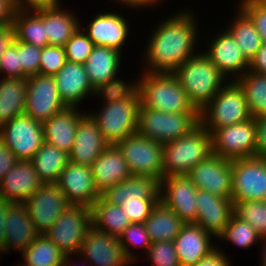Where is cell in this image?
<instances>
[{
	"instance_id": "obj_1",
	"label": "cell",
	"mask_w": 266,
	"mask_h": 266,
	"mask_svg": "<svg viewBox=\"0 0 266 266\" xmlns=\"http://www.w3.org/2000/svg\"><path fill=\"white\" fill-rule=\"evenodd\" d=\"M193 14L190 9L181 10L158 24L145 45L144 60L147 67L143 72L173 73L188 58L198 53L196 46L200 37Z\"/></svg>"
},
{
	"instance_id": "obj_2",
	"label": "cell",
	"mask_w": 266,
	"mask_h": 266,
	"mask_svg": "<svg viewBox=\"0 0 266 266\" xmlns=\"http://www.w3.org/2000/svg\"><path fill=\"white\" fill-rule=\"evenodd\" d=\"M173 74L187 93L190 103L199 112L230 81L200 50L180 65Z\"/></svg>"
},
{
	"instance_id": "obj_3",
	"label": "cell",
	"mask_w": 266,
	"mask_h": 266,
	"mask_svg": "<svg viewBox=\"0 0 266 266\" xmlns=\"http://www.w3.org/2000/svg\"><path fill=\"white\" fill-rule=\"evenodd\" d=\"M143 74V75H142ZM141 106L166 113L199 112L173 73L144 72L138 79Z\"/></svg>"
},
{
	"instance_id": "obj_4",
	"label": "cell",
	"mask_w": 266,
	"mask_h": 266,
	"mask_svg": "<svg viewBox=\"0 0 266 266\" xmlns=\"http://www.w3.org/2000/svg\"><path fill=\"white\" fill-rule=\"evenodd\" d=\"M212 153L211 133L200 123L190 133L163 144V175H187Z\"/></svg>"
},
{
	"instance_id": "obj_5",
	"label": "cell",
	"mask_w": 266,
	"mask_h": 266,
	"mask_svg": "<svg viewBox=\"0 0 266 266\" xmlns=\"http://www.w3.org/2000/svg\"><path fill=\"white\" fill-rule=\"evenodd\" d=\"M99 112L89 115L96 122L101 135L109 145H116L123 139L137 133L139 126V93L132 98L110 103H101Z\"/></svg>"
},
{
	"instance_id": "obj_6",
	"label": "cell",
	"mask_w": 266,
	"mask_h": 266,
	"mask_svg": "<svg viewBox=\"0 0 266 266\" xmlns=\"http://www.w3.org/2000/svg\"><path fill=\"white\" fill-rule=\"evenodd\" d=\"M200 111V123L212 133L216 128L250 120L247 101L241 87L232 79Z\"/></svg>"
},
{
	"instance_id": "obj_7",
	"label": "cell",
	"mask_w": 266,
	"mask_h": 266,
	"mask_svg": "<svg viewBox=\"0 0 266 266\" xmlns=\"http://www.w3.org/2000/svg\"><path fill=\"white\" fill-rule=\"evenodd\" d=\"M199 124L200 112L166 113L141 106L137 132L164 144L190 133Z\"/></svg>"
},
{
	"instance_id": "obj_8",
	"label": "cell",
	"mask_w": 266,
	"mask_h": 266,
	"mask_svg": "<svg viewBox=\"0 0 266 266\" xmlns=\"http://www.w3.org/2000/svg\"><path fill=\"white\" fill-rule=\"evenodd\" d=\"M92 227L91 208L70 204L44 233L66 256L79 254L84 238Z\"/></svg>"
},
{
	"instance_id": "obj_9",
	"label": "cell",
	"mask_w": 266,
	"mask_h": 266,
	"mask_svg": "<svg viewBox=\"0 0 266 266\" xmlns=\"http://www.w3.org/2000/svg\"><path fill=\"white\" fill-rule=\"evenodd\" d=\"M132 176H145L160 182L163 178V144L138 132L118 142Z\"/></svg>"
},
{
	"instance_id": "obj_10",
	"label": "cell",
	"mask_w": 266,
	"mask_h": 266,
	"mask_svg": "<svg viewBox=\"0 0 266 266\" xmlns=\"http://www.w3.org/2000/svg\"><path fill=\"white\" fill-rule=\"evenodd\" d=\"M0 139L18 160H31L44 143L43 124L22 114L0 127Z\"/></svg>"
},
{
	"instance_id": "obj_11",
	"label": "cell",
	"mask_w": 266,
	"mask_h": 266,
	"mask_svg": "<svg viewBox=\"0 0 266 266\" xmlns=\"http://www.w3.org/2000/svg\"><path fill=\"white\" fill-rule=\"evenodd\" d=\"M213 154L230 160L255 157L256 123L251 118L239 124L216 128L212 133Z\"/></svg>"
},
{
	"instance_id": "obj_12",
	"label": "cell",
	"mask_w": 266,
	"mask_h": 266,
	"mask_svg": "<svg viewBox=\"0 0 266 266\" xmlns=\"http://www.w3.org/2000/svg\"><path fill=\"white\" fill-rule=\"evenodd\" d=\"M266 192V158L232 160V201H262Z\"/></svg>"
},
{
	"instance_id": "obj_13",
	"label": "cell",
	"mask_w": 266,
	"mask_h": 266,
	"mask_svg": "<svg viewBox=\"0 0 266 266\" xmlns=\"http://www.w3.org/2000/svg\"><path fill=\"white\" fill-rule=\"evenodd\" d=\"M66 107L58 95L53 76L36 74L27 77L25 115L43 123Z\"/></svg>"
},
{
	"instance_id": "obj_14",
	"label": "cell",
	"mask_w": 266,
	"mask_h": 266,
	"mask_svg": "<svg viewBox=\"0 0 266 266\" xmlns=\"http://www.w3.org/2000/svg\"><path fill=\"white\" fill-rule=\"evenodd\" d=\"M24 204L40 234L46 233L70 205L63 191L55 183L43 184Z\"/></svg>"
},
{
	"instance_id": "obj_15",
	"label": "cell",
	"mask_w": 266,
	"mask_h": 266,
	"mask_svg": "<svg viewBox=\"0 0 266 266\" xmlns=\"http://www.w3.org/2000/svg\"><path fill=\"white\" fill-rule=\"evenodd\" d=\"M194 185L211 194L232 198V160L211 154L187 174Z\"/></svg>"
},
{
	"instance_id": "obj_16",
	"label": "cell",
	"mask_w": 266,
	"mask_h": 266,
	"mask_svg": "<svg viewBox=\"0 0 266 266\" xmlns=\"http://www.w3.org/2000/svg\"><path fill=\"white\" fill-rule=\"evenodd\" d=\"M197 187L187 175L167 176L159 182L160 201L185 224L196 223Z\"/></svg>"
},
{
	"instance_id": "obj_17",
	"label": "cell",
	"mask_w": 266,
	"mask_h": 266,
	"mask_svg": "<svg viewBox=\"0 0 266 266\" xmlns=\"http://www.w3.org/2000/svg\"><path fill=\"white\" fill-rule=\"evenodd\" d=\"M78 256L90 266H130L132 262L125 255L120 239L95 229L88 230ZM92 264V265H91Z\"/></svg>"
},
{
	"instance_id": "obj_18",
	"label": "cell",
	"mask_w": 266,
	"mask_h": 266,
	"mask_svg": "<svg viewBox=\"0 0 266 266\" xmlns=\"http://www.w3.org/2000/svg\"><path fill=\"white\" fill-rule=\"evenodd\" d=\"M74 205L91 207L101 196L97 190L91 167L68 162L55 183Z\"/></svg>"
},
{
	"instance_id": "obj_19",
	"label": "cell",
	"mask_w": 266,
	"mask_h": 266,
	"mask_svg": "<svg viewBox=\"0 0 266 266\" xmlns=\"http://www.w3.org/2000/svg\"><path fill=\"white\" fill-rule=\"evenodd\" d=\"M219 33L212 40L210 39V44L207 46L208 49L202 51L226 79L228 78L229 80L234 77L233 81L234 79L236 81L249 70V62L243 56L238 44L227 30L220 31Z\"/></svg>"
},
{
	"instance_id": "obj_20",
	"label": "cell",
	"mask_w": 266,
	"mask_h": 266,
	"mask_svg": "<svg viewBox=\"0 0 266 266\" xmlns=\"http://www.w3.org/2000/svg\"><path fill=\"white\" fill-rule=\"evenodd\" d=\"M130 28L124 15L107 11L95 15L82 30L95 46L110 47L121 52L125 41H128Z\"/></svg>"
},
{
	"instance_id": "obj_21",
	"label": "cell",
	"mask_w": 266,
	"mask_h": 266,
	"mask_svg": "<svg viewBox=\"0 0 266 266\" xmlns=\"http://www.w3.org/2000/svg\"><path fill=\"white\" fill-rule=\"evenodd\" d=\"M196 223L214 238H217L225 229L233 215L232 199L220 197L207 191L197 189Z\"/></svg>"
},
{
	"instance_id": "obj_22",
	"label": "cell",
	"mask_w": 266,
	"mask_h": 266,
	"mask_svg": "<svg viewBox=\"0 0 266 266\" xmlns=\"http://www.w3.org/2000/svg\"><path fill=\"white\" fill-rule=\"evenodd\" d=\"M43 184L31 160H18L0 181V198L24 203Z\"/></svg>"
},
{
	"instance_id": "obj_23",
	"label": "cell",
	"mask_w": 266,
	"mask_h": 266,
	"mask_svg": "<svg viewBox=\"0 0 266 266\" xmlns=\"http://www.w3.org/2000/svg\"><path fill=\"white\" fill-rule=\"evenodd\" d=\"M53 78L58 95L67 107H78V103L95 94L84 64L66 61Z\"/></svg>"
},
{
	"instance_id": "obj_24",
	"label": "cell",
	"mask_w": 266,
	"mask_h": 266,
	"mask_svg": "<svg viewBox=\"0 0 266 266\" xmlns=\"http://www.w3.org/2000/svg\"><path fill=\"white\" fill-rule=\"evenodd\" d=\"M108 145L96 122L86 113L78 121L74 144L68 153L69 161L91 167Z\"/></svg>"
},
{
	"instance_id": "obj_25",
	"label": "cell",
	"mask_w": 266,
	"mask_h": 266,
	"mask_svg": "<svg viewBox=\"0 0 266 266\" xmlns=\"http://www.w3.org/2000/svg\"><path fill=\"white\" fill-rule=\"evenodd\" d=\"M39 235L25 204L10 203L6 212L3 253L12 248L24 251Z\"/></svg>"
},
{
	"instance_id": "obj_26",
	"label": "cell",
	"mask_w": 266,
	"mask_h": 266,
	"mask_svg": "<svg viewBox=\"0 0 266 266\" xmlns=\"http://www.w3.org/2000/svg\"><path fill=\"white\" fill-rule=\"evenodd\" d=\"M212 235L194 223L184 224L174 239L180 266H194L212 252L216 246Z\"/></svg>"
},
{
	"instance_id": "obj_27",
	"label": "cell",
	"mask_w": 266,
	"mask_h": 266,
	"mask_svg": "<svg viewBox=\"0 0 266 266\" xmlns=\"http://www.w3.org/2000/svg\"><path fill=\"white\" fill-rule=\"evenodd\" d=\"M97 190L102 193L108 187L127 180L131 173L117 145H108L91 165Z\"/></svg>"
},
{
	"instance_id": "obj_28",
	"label": "cell",
	"mask_w": 266,
	"mask_h": 266,
	"mask_svg": "<svg viewBox=\"0 0 266 266\" xmlns=\"http://www.w3.org/2000/svg\"><path fill=\"white\" fill-rule=\"evenodd\" d=\"M79 107H66L44 121V142L69 153L75 140L78 121L86 114Z\"/></svg>"
},
{
	"instance_id": "obj_29",
	"label": "cell",
	"mask_w": 266,
	"mask_h": 266,
	"mask_svg": "<svg viewBox=\"0 0 266 266\" xmlns=\"http://www.w3.org/2000/svg\"><path fill=\"white\" fill-rule=\"evenodd\" d=\"M101 197L113 205H119L123 200L160 199L159 182L154 178L131 175L127 180L108 187Z\"/></svg>"
},
{
	"instance_id": "obj_30",
	"label": "cell",
	"mask_w": 266,
	"mask_h": 266,
	"mask_svg": "<svg viewBox=\"0 0 266 266\" xmlns=\"http://www.w3.org/2000/svg\"><path fill=\"white\" fill-rule=\"evenodd\" d=\"M121 53L110 47L94 46L84 63L85 70L94 88L118 75L117 73L121 67Z\"/></svg>"
},
{
	"instance_id": "obj_31",
	"label": "cell",
	"mask_w": 266,
	"mask_h": 266,
	"mask_svg": "<svg viewBox=\"0 0 266 266\" xmlns=\"http://www.w3.org/2000/svg\"><path fill=\"white\" fill-rule=\"evenodd\" d=\"M14 38L17 41L43 48L49 45L45 36V8L17 9L13 18Z\"/></svg>"
},
{
	"instance_id": "obj_32",
	"label": "cell",
	"mask_w": 266,
	"mask_h": 266,
	"mask_svg": "<svg viewBox=\"0 0 266 266\" xmlns=\"http://www.w3.org/2000/svg\"><path fill=\"white\" fill-rule=\"evenodd\" d=\"M27 78L0 79V127L24 114Z\"/></svg>"
},
{
	"instance_id": "obj_33",
	"label": "cell",
	"mask_w": 266,
	"mask_h": 266,
	"mask_svg": "<svg viewBox=\"0 0 266 266\" xmlns=\"http://www.w3.org/2000/svg\"><path fill=\"white\" fill-rule=\"evenodd\" d=\"M143 224L151 243H156L174 241L185 223L174 211L159 201Z\"/></svg>"
},
{
	"instance_id": "obj_34",
	"label": "cell",
	"mask_w": 266,
	"mask_h": 266,
	"mask_svg": "<svg viewBox=\"0 0 266 266\" xmlns=\"http://www.w3.org/2000/svg\"><path fill=\"white\" fill-rule=\"evenodd\" d=\"M92 226L114 237H120L124 230L131 224L120 205H113L101 196L90 207Z\"/></svg>"
},
{
	"instance_id": "obj_35",
	"label": "cell",
	"mask_w": 266,
	"mask_h": 266,
	"mask_svg": "<svg viewBox=\"0 0 266 266\" xmlns=\"http://www.w3.org/2000/svg\"><path fill=\"white\" fill-rule=\"evenodd\" d=\"M61 8H45V36L49 45L64 46L80 27L75 13Z\"/></svg>"
},
{
	"instance_id": "obj_36",
	"label": "cell",
	"mask_w": 266,
	"mask_h": 266,
	"mask_svg": "<svg viewBox=\"0 0 266 266\" xmlns=\"http://www.w3.org/2000/svg\"><path fill=\"white\" fill-rule=\"evenodd\" d=\"M31 161L37 175L44 184L56 183L59 175L69 162V154L44 142Z\"/></svg>"
},
{
	"instance_id": "obj_37",
	"label": "cell",
	"mask_w": 266,
	"mask_h": 266,
	"mask_svg": "<svg viewBox=\"0 0 266 266\" xmlns=\"http://www.w3.org/2000/svg\"><path fill=\"white\" fill-rule=\"evenodd\" d=\"M237 10V15L226 30L238 44L243 56L250 62L262 46L263 40L251 19L239 7Z\"/></svg>"
},
{
	"instance_id": "obj_38",
	"label": "cell",
	"mask_w": 266,
	"mask_h": 266,
	"mask_svg": "<svg viewBox=\"0 0 266 266\" xmlns=\"http://www.w3.org/2000/svg\"><path fill=\"white\" fill-rule=\"evenodd\" d=\"M22 256L24 262L18 266H62L66 255L45 234H40L22 251Z\"/></svg>"
},
{
	"instance_id": "obj_39",
	"label": "cell",
	"mask_w": 266,
	"mask_h": 266,
	"mask_svg": "<svg viewBox=\"0 0 266 266\" xmlns=\"http://www.w3.org/2000/svg\"><path fill=\"white\" fill-rule=\"evenodd\" d=\"M236 82L244 92L251 117L266 115V74L248 70Z\"/></svg>"
},
{
	"instance_id": "obj_40",
	"label": "cell",
	"mask_w": 266,
	"mask_h": 266,
	"mask_svg": "<svg viewBox=\"0 0 266 266\" xmlns=\"http://www.w3.org/2000/svg\"><path fill=\"white\" fill-rule=\"evenodd\" d=\"M235 246L248 249L253 244L259 243L262 238L257 234L254 228L246 221L232 215L230 222L223 232L217 237ZM259 241V242H257Z\"/></svg>"
},
{
	"instance_id": "obj_41",
	"label": "cell",
	"mask_w": 266,
	"mask_h": 266,
	"mask_svg": "<svg viewBox=\"0 0 266 266\" xmlns=\"http://www.w3.org/2000/svg\"><path fill=\"white\" fill-rule=\"evenodd\" d=\"M233 214L248 222L257 234L266 238V202L262 201H233Z\"/></svg>"
},
{
	"instance_id": "obj_42",
	"label": "cell",
	"mask_w": 266,
	"mask_h": 266,
	"mask_svg": "<svg viewBox=\"0 0 266 266\" xmlns=\"http://www.w3.org/2000/svg\"><path fill=\"white\" fill-rule=\"evenodd\" d=\"M118 76L108 80L105 83H101L95 88V96H101L103 103H110L119 100H126L132 98L138 92V78L135 81L131 80V83L117 78Z\"/></svg>"
},
{
	"instance_id": "obj_43",
	"label": "cell",
	"mask_w": 266,
	"mask_h": 266,
	"mask_svg": "<svg viewBox=\"0 0 266 266\" xmlns=\"http://www.w3.org/2000/svg\"><path fill=\"white\" fill-rule=\"evenodd\" d=\"M120 244L123 246L125 255L130 259L132 263H136L137 256L132 251L133 248H144V252L147 253L151 245L149 234L143 223H131L119 237ZM133 246V248H131ZM132 249V250H131Z\"/></svg>"
},
{
	"instance_id": "obj_44",
	"label": "cell",
	"mask_w": 266,
	"mask_h": 266,
	"mask_svg": "<svg viewBox=\"0 0 266 266\" xmlns=\"http://www.w3.org/2000/svg\"><path fill=\"white\" fill-rule=\"evenodd\" d=\"M83 25L77 29L72 37L65 43L66 60L84 64L94 48V43L82 30Z\"/></svg>"
},
{
	"instance_id": "obj_45",
	"label": "cell",
	"mask_w": 266,
	"mask_h": 266,
	"mask_svg": "<svg viewBox=\"0 0 266 266\" xmlns=\"http://www.w3.org/2000/svg\"><path fill=\"white\" fill-rule=\"evenodd\" d=\"M66 61L64 46L47 45L42 48L39 74L55 76Z\"/></svg>"
},
{
	"instance_id": "obj_46",
	"label": "cell",
	"mask_w": 266,
	"mask_h": 266,
	"mask_svg": "<svg viewBox=\"0 0 266 266\" xmlns=\"http://www.w3.org/2000/svg\"><path fill=\"white\" fill-rule=\"evenodd\" d=\"M143 256L154 266H180L174 241L151 243L148 252Z\"/></svg>"
},
{
	"instance_id": "obj_47",
	"label": "cell",
	"mask_w": 266,
	"mask_h": 266,
	"mask_svg": "<svg viewBox=\"0 0 266 266\" xmlns=\"http://www.w3.org/2000/svg\"><path fill=\"white\" fill-rule=\"evenodd\" d=\"M160 199L123 200L119 204L131 223H144Z\"/></svg>"
},
{
	"instance_id": "obj_48",
	"label": "cell",
	"mask_w": 266,
	"mask_h": 266,
	"mask_svg": "<svg viewBox=\"0 0 266 266\" xmlns=\"http://www.w3.org/2000/svg\"><path fill=\"white\" fill-rule=\"evenodd\" d=\"M237 5L254 23L266 44V0H241Z\"/></svg>"
},
{
	"instance_id": "obj_49",
	"label": "cell",
	"mask_w": 266,
	"mask_h": 266,
	"mask_svg": "<svg viewBox=\"0 0 266 266\" xmlns=\"http://www.w3.org/2000/svg\"><path fill=\"white\" fill-rule=\"evenodd\" d=\"M22 78V67L20 65V41L15 38L6 48L0 58V76Z\"/></svg>"
},
{
	"instance_id": "obj_50",
	"label": "cell",
	"mask_w": 266,
	"mask_h": 266,
	"mask_svg": "<svg viewBox=\"0 0 266 266\" xmlns=\"http://www.w3.org/2000/svg\"><path fill=\"white\" fill-rule=\"evenodd\" d=\"M42 48L20 42V65L22 78L39 74L40 56Z\"/></svg>"
},
{
	"instance_id": "obj_51",
	"label": "cell",
	"mask_w": 266,
	"mask_h": 266,
	"mask_svg": "<svg viewBox=\"0 0 266 266\" xmlns=\"http://www.w3.org/2000/svg\"><path fill=\"white\" fill-rule=\"evenodd\" d=\"M256 151L255 157L266 158V115L255 118Z\"/></svg>"
},
{
	"instance_id": "obj_52",
	"label": "cell",
	"mask_w": 266,
	"mask_h": 266,
	"mask_svg": "<svg viewBox=\"0 0 266 266\" xmlns=\"http://www.w3.org/2000/svg\"><path fill=\"white\" fill-rule=\"evenodd\" d=\"M16 9L38 10L61 7L60 0H13Z\"/></svg>"
},
{
	"instance_id": "obj_53",
	"label": "cell",
	"mask_w": 266,
	"mask_h": 266,
	"mask_svg": "<svg viewBox=\"0 0 266 266\" xmlns=\"http://www.w3.org/2000/svg\"><path fill=\"white\" fill-rule=\"evenodd\" d=\"M226 255L222 249L216 247L194 266H231L230 258Z\"/></svg>"
},
{
	"instance_id": "obj_54",
	"label": "cell",
	"mask_w": 266,
	"mask_h": 266,
	"mask_svg": "<svg viewBox=\"0 0 266 266\" xmlns=\"http://www.w3.org/2000/svg\"><path fill=\"white\" fill-rule=\"evenodd\" d=\"M17 161L18 159L10 148L7 147L0 139V181L3 179L5 174L15 166Z\"/></svg>"
},
{
	"instance_id": "obj_55",
	"label": "cell",
	"mask_w": 266,
	"mask_h": 266,
	"mask_svg": "<svg viewBox=\"0 0 266 266\" xmlns=\"http://www.w3.org/2000/svg\"><path fill=\"white\" fill-rule=\"evenodd\" d=\"M249 71L266 74V44L263 43L254 58L249 62Z\"/></svg>"
},
{
	"instance_id": "obj_56",
	"label": "cell",
	"mask_w": 266,
	"mask_h": 266,
	"mask_svg": "<svg viewBox=\"0 0 266 266\" xmlns=\"http://www.w3.org/2000/svg\"><path fill=\"white\" fill-rule=\"evenodd\" d=\"M16 10L13 0H0V26L12 24Z\"/></svg>"
},
{
	"instance_id": "obj_57",
	"label": "cell",
	"mask_w": 266,
	"mask_h": 266,
	"mask_svg": "<svg viewBox=\"0 0 266 266\" xmlns=\"http://www.w3.org/2000/svg\"><path fill=\"white\" fill-rule=\"evenodd\" d=\"M14 40L13 24L0 26V58L5 52L6 48Z\"/></svg>"
},
{
	"instance_id": "obj_58",
	"label": "cell",
	"mask_w": 266,
	"mask_h": 266,
	"mask_svg": "<svg viewBox=\"0 0 266 266\" xmlns=\"http://www.w3.org/2000/svg\"><path fill=\"white\" fill-rule=\"evenodd\" d=\"M10 203L11 202L0 198V256L3 254L6 212Z\"/></svg>"
},
{
	"instance_id": "obj_59",
	"label": "cell",
	"mask_w": 266,
	"mask_h": 266,
	"mask_svg": "<svg viewBox=\"0 0 266 266\" xmlns=\"http://www.w3.org/2000/svg\"><path fill=\"white\" fill-rule=\"evenodd\" d=\"M119 2L118 4L121 5H125L127 8H149V7H154L155 5H157V3H159L160 1L162 2V0H116V2Z\"/></svg>"
},
{
	"instance_id": "obj_60",
	"label": "cell",
	"mask_w": 266,
	"mask_h": 266,
	"mask_svg": "<svg viewBox=\"0 0 266 266\" xmlns=\"http://www.w3.org/2000/svg\"><path fill=\"white\" fill-rule=\"evenodd\" d=\"M263 241V242H262ZM261 242L263 243L262 251H261V265L260 266H266V238L262 239Z\"/></svg>"
},
{
	"instance_id": "obj_61",
	"label": "cell",
	"mask_w": 266,
	"mask_h": 266,
	"mask_svg": "<svg viewBox=\"0 0 266 266\" xmlns=\"http://www.w3.org/2000/svg\"><path fill=\"white\" fill-rule=\"evenodd\" d=\"M71 258H73V255H67L65 256V259H64V263L62 266H71L75 261V260H72Z\"/></svg>"
},
{
	"instance_id": "obj_62",
	"label": "cell",
	"mask_w": 266,
	"mask_h": 266,
	"mask_svg": "<svg viewBox=\"0 0 266 266\" xmlns=\"http://www.w3.org/2000/svg\"><path fill=\"white\" fill-rule=\"evenodd\" d=\"M263 200L266 202V192H265V195H264V199Z\"/></svg>"
}]
</instances>
